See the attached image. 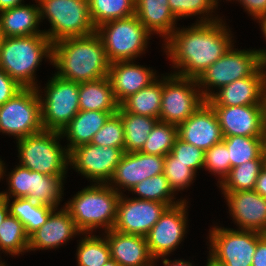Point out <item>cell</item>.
Instances as JSON below:
<instances>
[{
	"label": "cell",
	"instance_id": "obj_1",
	"mask_svg": "<svg viewBox=\"0 0 266 266\" xmlns=\"http://www.w3.org/2000/svg\"><path fill=\"white\" fill-rule=\"evenodd\" d=\"M222 19L193 23L178 28L164 41V51L172 62V74L198 79L234 44L233 34ZM179 69V70H178ZM178 71V72H177Z\"/></svg>",
	"mask_w": 266,
	"mask_h": 266
},
{
	"label": "cell",
	"instance_id": "obj_2",
	"mask_svg": "<svg viewBox=\"0 0 266 266\" xmlns=\"http://www.w3.org/2000/svg\"><path fill=\"white\" fill-rule=\"evenodd\" d=\"M50 64L58 70L55 72L58 77L75 83L106 77L110 67L101 38L96 33L54 43Z\"/></svg>",
	"mask_w": 266,
	"mask_h": 266
},
{
	"label": "cell",
	"instance_id": "obj_3",
	"mask_svg": "<svg viewBox=\"0 0 266 266\" xmlns=\"http://www.w3.org/2000/svg\"><path fill=\"white\" fill-rule=\"evenodd\" d=\"M52 45L45 34L1 37L0 68L21 87L37 89L36 70L43 58L52 62Z\"/></svg>",
	"mask_w": 266,
	"mask_h": 266
},
{
	"label": "cell",
	"instance_id": "obj_4",
	"mask_svg": "<svg viewBox=\"0 0 266 266\" xmlns=\"http://www.w3.org/2000/svg\"><path fill=\"white\" fill-rule=\"evenodd\" d=\"M120 195L108 184L92 183L78 191L64 207L82 233H93L97 228L106 232L114 227Z\"/></svg>",
	"mask_w": 266,
	"mask_h": 266
},
{
	"label": "cell",
	"instance_id": "obj_5",
	"mask_svg": "<svg viewBox=\"0 0 266 266\" xmlns=\"http://www.w3.org/2000/svg\"><path fill=\"white\" fill-rule=\"evenodd\" d=\"M39 4L40 22L45 18L50 29L44 30L52 44L57 41L84 37L96 32L89 12L88 0H35Z\"/></svg>",
	"mask_w": 266,
	"mask_h": 266
},
{
	"label": "cell",
	"instance_id": "obj_6",
	"mask_svg": "<svg viewBox=\"0 0 266 266\" xmlns=\"http://www.w3.org/2000/svg\"><path fill=\"white\" fill-rule=\"evenodd\" d=\"M61 132L42 130L16 141L19 163L44 175L66 176L69 151L59 143Z\"/></svg>",
	"mask_w": 266,
	"mask_h": 266
},
{
	"label": "cell",
	"instance_id": "obj_7",
	"mask_svg": "<svg viewBox=\"0 0 266 266\" xmlns=\"http://www.w3.org/2000/svg\"><path fill=\"white\" fill-rule=\"evenodd\" d=\"M110 63L133 60L145 54L151 33L136 15L115 19L96 27Z\"/></svg>",
	"mask_w": 266,
	"mask_h": 266
},
{
	"label": "cell",
	"instance_id": "obj_8",
	"mask_svg": "<svg viewBox=\"0 0 266 266\" xmlns=\"http://www.w3.org/2000/svg\"><path fill=\"white\" fill-rule=\"evenodd\" d=\"M234 46L232 44L225 54L197 79L206 101L215 93L214 88L217 91L231 82L252 76L264 64L258 49L238 50Z\"/></svg>",
	"mask_w": 266,
	"mask_h": 266
},
{
	"label": "cell",
	"instance_id": "obj_9",
	"mask_svg": "<svg viewBox=\"0 0 266 266\" xmlns=\"http://www.w3.org/2000/svg\"><path fill=\"white\" fill-rule=\"evenodd\" d=\"M53 75L43 89L44 94L37 87L41 122L44 130L61 132L80 111L79 83Z\"/></svg>",
	"mask_w": 266,
	"mask_h": 266
},
{
	"label": "cell",
	"instance_id": "obj_10",
	"mask_svg": "<svg viewBox=\"0 0 266 266\" xmlns=\"http://www.w3.org/2000/svg\"><path fill=\"white\" fill-rule=\"evenodd\" d=\"M9 173L7 175L8 191L0 192L6 199L25 197L37 204L59 209L58 206L64 196L63 182L67 177L44 175L31 171L19 163Z\"/></svg>",
	"mask_w": 266,
	"mask_h": 266
},
{
	"label": "cell",
	"instance_id": "obj_11",
	"mask_svg": "<svg viewBox=\"0 0 266 266\" xmlns=\"http://www.w3.org/2000/svg\"><path fill=\"white\" fill-rule=\"evenodd\" d=\"M44 130L36 88H22L0 106V133L19 140Z\"/></svg>",
	"mask_w": 266,
	"mask_h": 266
},
{
	"label": "cell",
	"instance_id": "obj_12",
	"mask_svg": "<svg viewBox=\"0 0 266 266\" xmlns=\"http://www.w3.org/2000/svg\"><path fill=\"white\" fill-rule=\"evenodd\" d=\"M205 101L197 79L180 77L172 72L163 75L159 121L178 126Z\"/></svg>",
	"mask_w": 266,
	"mask_h": 266
},
{
	"label": "cell",
	"instance_id": "obj_13",
	"mask_svg": "<svg viewBox=\"0 0 266 266\" xmlns=\"http://www.w3.org/2000/svg\"><path fill=\"white\" fill-rule=\"evenodd\" d=\"M264 233L215 226L209 231V254L225 266H251Z\"/></svg>",
	"mask_w": 266,
	"mask_h": 266
},
{
	"label": "cell",
	"instance_id": "obj_14",
	"mask_svg": "<svg viewBox=\"0 0 266 266\" xmlns=\"http://www.w3.org/2000/svg\"><path fill=\"white\" fill-rule=\"evenodd\" d=\"M124 153L121 148L84 144L69 152V166L92 183L108 184Z\"/></svg>",
	"mask_w": 266,
	"mask_h": 266
},
{
	"label": "cell",
	"instance_id": "obj_15",
	"mask_svg": "<svg viewBox=\"0 0 266 266\" xmlns=\"http://www.w3.org/2000/svg\"><path fill=\"white\" fill-rule=\"evenodd\" d=\"M187 204V200H184L168 207L147 234L148 249L154 262L174 252L184 240L188 228Z\"/></svg>",
	"mask_w": 266,
	"mask_h": 266
},
{
	"label": "cell",
	"instance_id": "obj_16",
	"mask_svg": "<svg viewBox=\"0 0 266 266\" xmlns=\"http://www.w3.org/2000/svg\"><path fill=\"white\" fill-rule=\"evenodd\" d=\"M125 196L121 194L119 197L113 229L125 234L146 237L169 206L162 202Z\"/></svg>",
	"mask_w": 266,
	"mask_h": 266
},
{
	"label": "cell",
	"instance_id": "obj_17",
	"mask_svg": "<svg viewBox=\"0 0 266 266\" xmlns=\"http://www.w3.org/2000/svg\"><path fill=\"white\" fill-rule=\"evenodd\" d=\"M164 156L145 154L142 152H125L117 164L108 185L118 193L122 189L130 191L141 181L163 173Z\"/></svg>",
	"mask_w": 266,
	"mask_h": 266
},
{
	"label": "cell",
	"instance_id": "obj_18",
	"mask_svg": "<svg viewBox=\"0 0 266 266\" xmlns=\"http://www.w3.org/2000/svg\"><path fill=\"white\" fill-rule=\"evenodd\" d=\"M223 137H263L266 130L263 105L212 106Z\"/></svg>",
	"mask_w": 266,
	"mask_h": 266
},
{
	"label": "cell",
	"instance_id": "obj_19",
	"mask_svg": "<svg viewBox=\"0 0 266 266\" xmlns=\"http://www.w3.org/2000/svg\"><path fill=\"white\" fill-rule=\"evenodd\" d=\"M177 135L179 139L203 151L223 140L216 112L207 101L177 126Z\"/></svg>",
	"mask_w": 266,
	"mask_h": 266
},
{
	"label": "cell",
	"instance_id": "obj_20",
	"mask_svg": "<svg viewBox=\"0 0 266 266\" xmlns=\"http://www.w3.org/2000/svg\"><path fill=\"white\" fill-rule=\"evenodd\" d=\"M237 230L266 234V199L255 190L222 192Z\"/></svg>",
	"mask_w": 266,
	"mask_h": 266
},
{
	"label": "cell",
	"instance_id": "obj_21",
	"mask_svg": "<svg viewBox=\"0 0 266 266\" xmlns=\"http://www.w3.org/2000/svg\"><path fill=\"white\" fill-rule=\"evenodd\" d=\"M263 64L252 76L223 86L207 102L211 106L263 105V86L266 79Z\"/></svg>",
	"mask_w": 266,
	"mask_h": 266
},
{
	"label": "cell",
	"instance_id": "obj_22",
	"mask_svg": "<svg viewBox=\"0 0 266 266\" xmlns=\"http://www.w3.org/2000/svg\"><path fill=\"white\" fill-rule=\"evenodd\" d=\"M57 210L50 214L43 226L29 235V252L59 248L76 235L82 234L64 206Z\"/></svg>",
	"mask_w": 266,
	"mask_h": 266
},
{
	"label": "cell",
	"instance_id": "obj_23",
	"mask_svg": "<svg viewBox=\"0 0 266 266\" xmlns=\"http://www.w3.org/2000/svg\"><path fill=\"white\" fill-rule=\"evenodd\" d=\"M156 74L150 67L134 64L133 60L110 63L108 78L116 101L120 104L131 94L151 84L159 77Z\"/></svg>",
	"mask_w": 266,
	"mask_h": 266
},
{
	"label": "cell",
	"instance_id": "obj_24",
	"mask_svg": "<svg viewBox=\"0 0 266 266\" xmlns=\"http://www.w3.org/2000/svg\"><path fill=\"white\" fill-rule=\"evenodd\" d=\"M111 250V258L120 266H154L146 237L125 234L114 229L104 232Z\"/></svg>",
	"mask_w": 266,
	"mask_h": 266
},
{
	"label": "cell",
	"instance_id": "obj_25",
	"mask_svg": "<svg viewBox=\"0 0 266 266\" xmlns=\"http://www.w3.org/2000/svg\"><path fill=\"white\" fill-rule=\"evenodd\" d=\"M39 4H22L0 11V36L20 37L45 34L39 30Z\"/></svg>",
	"mask_w": 266,
	"mask_h": 266
},
{
	"label": "cell",
	"instance_id": "obj_26",
	"mask_svg": "<svg viewBox=\"0 0 266 266\" xmlns=\"http://www.w3.org/2000/svg\"><path fill=\"white\" fill-rule=\"evenodd\" d=\"M135 15L152 35L165 38L163 41L177 29L168 0H135Z\"/></svg>",
	"mask_w": 266,
	"mask_h": 266
},
{
	"label": "cell",
	"instance_id": "obj_27",
	"mask_svg": "<svg viewBox=\"0 0 266 266\" xmlns=\"http://www.w3.org/2000/svg\"><path fill=\"white\" fill-rule=\"evenodd\" d=\"M118 111H82L80 110L70 123L61 131L64 139L66 137L67 150L91 143L93 136L103 127L111 114Z\"/></svg>",
	"mask_w": 266,
	"mask_h": 266
},
{
	"label": "cell",
	"instance_id": "obj_28",
	"mask_svg": "<svg viewBox=\"0 0 266 266\" xmlns=\"http://www.w3.org/2000/svg\"><path fill=\"white\" fill-rule=\"evenodd\" d=\"M79 108L82 111H118L119 103L108 76L79 83Z\"/></svg>",
	"mask_w": 266,
	"mask_h": 266
},
{
	"label": "cell",
	"instance_id": "obj_29",
	"mask_svg": "<svg viewBox=\"0 0 266 266\" xmlns=\"http://www.w3.org/2000/svg\"><path fill=\"white\" fill-rule=\"evenodd\" d=\"M162 98V76L148 86L131 94L119 106L126 112L154 117L159 120Z\"/></svg>",
	"mask_w": 266,
	"mask_h": 266
},
{
	"label": "cell",
	"instance_id": "obj_30",
	"mask_svg": "<svg viewBox=\"0 0 266 266\" xmlns=\"http://www.w3.org/2000/svg\"><path fill=\"white\" fill-rule=\"evenodd\" d=\"M118 113L124 126V152H140L158 119L126 112L120 106Z\"/></svg>",
	"mask_w": 266,
	"mask_h": 266
},
{
	"label": "cell",
	"instance_id": "obj_31",
	"mask_svg": "<svg viewBox=\"0 0 266 266\" xmlns=\"http://www.w3.org/2000/svg\"><path fill=\"white\" fill-rule=\"evenodd\" d=\"M9 213L15 216L24 225L28 235L43 226L50 214L56 209L46 205H41L27 198H14L12 202L6 199Z\"/></svg>",
	"mask_w": 266,
	"mask_h": 266
},
{
	"label": "cell",
	"instance_id": "obj_32",
	"mask_svg": "<svg viewBox=\"0 0 266 266\" xmlns=\"http://www.w3.org/2000/svg\"><path fill=\"white\" fill-rule=\"evenodd\" d=\"M265 158H256L231 168L227 177L219 185L221 192L254 190Z\"/></svg>",
	"mask_w": 266,
	"mask_h": 266
},
{
	"label": "cell",
	"instance_id": "obj_33",
	"mask_svg": "<svg viewBox=\"0 0 266 266\" xmlns=\"http://www.w3.org/2000/svg\"><path fill=\"white\" fill-rule=\"evenodd\" d=\"M77 247L78 266H103L111 259V250L109 243L104 236L93 235L92 233H82Z\"/></svg>",
	"mask_w": 266,
	"mask_h": 266
},
{
	"label": "cell",
	"instance_id": "obj_34",
	"mask_svg": "<svg viewBox=\"0 0 266 266\" xmlns=\"http://www.w3.org/2000/svg\"><path fill=\"white\" fill-rule=\"evenodd\" d=\"M29 235L26 233L24 225L15 216L10 213L0 225V251L20 255L29 251ZM1 258V257H0Z\"/></svg>",
	"mask_w": 266,
	"mask_h": 266
},
{
	"label": "cell",
	"instance_id": "obj_35",
	"mask_svg": "<svg viewBox=\"0 0 266 266\" xmlns=\"http://www.w3.org/2000/svg\"><path fill=\"white\" fill-rule=\"evenodd\" d=\"M130 191L137 194L138 197L134 198L162 202L167 204L169 207L178 205L186 200H176L174 196L175 192L171 188L169 181L163 173L141 181Z\"/></svg>",
	"mask_w": 266,
	"mask_h": 266
},
{
	"label": "cell",
	"instance_id": "obj_36",
	"mask_svg": "<svg viewBox=\"0 0 266 266\" xmlns=\"http://www.w3.org/2000/svg\"><path fill=\"white\" fill-rule=\"evenodd\" d=\"M91 20L95 27L135 15V0H88Z\"/></svg>",
	"mask_w": 266,
	"mask_h": 266
},
{
	"label": "cell",
	"instance_id": "obj_37",
	"mask_svg": "<svg viewBox=\"0 0 266 266\" xmlns=\"http://www.w3.org/2000/svg\"><path fill=\"white\" fill-rule=\"evenodd\" d=\"M222 141L228 149L231 168L256 158H264L263 137L227 136Z\"/></svg>",
	"mask_w": 266,
	"mask_h": 266
},
{
	"label": "cell",
	"instance_id": "obj_38",
	"mask_svg": "<svg viewBox=\"0 0 266 266\" xmlns=\"http://www.w3.org/2000/svg\"><path fill=\"white\" fill-rule=\"evenodd\" d=\"M177 135V126L157 121L140 152L166 156L172 150Z\"/></svg>",
	"mask_w": 266,
	"mask_h": 266
},
{
	"label": "cell",
	"instance_id": "obj_39",
	"mask_svg": "<svg viewBox=\"0 0 266 266\" xmlns=\"http://www.w3.org/2000/svg\"><path fill=\"white\" fill-rule=\"evenodd\" d=\"M168 5L174 16L178 19L201 15L197 23L214 22L221 20L218 16L214 17V9L218 8L215 0H168ZM203 15V16H202ZM212 16V17H211Z\"/></svg>",
	"mask_w": 266,
	"mask_h": 266
},
{
	"label": "cell",
	"instance_id": "obj_40",
	"mask_svg": "<svg viewBox=\"0 0 266 266\" xmlns=\"http://www.w3.org/2000/svg\"><path fill=\"white\" fill-rule=\"evenodd\" d=\"M92 144L98 146H109L124 150V126L118 112L111 114L103 127L93 136Z\"/></svg>",
	"mask_w": 266,
	"mask_h": 266
},
{
	"label": "cell",
	"instance_id": "obj_41",
	"mask_svg": "<svg viewBox=\"0 0 266 266\" xmlns=\"http://www.w3.org/2000/svg\"><path fill=\"white\" fill-rule=\"evenodd\" d=\"M163 174L175 193L188 188L196 177L186 164L175 162V157L171 153L165 156Z\"/></svg>",
	"mask_w": 266,
	"mask_h": 266
},
{
	"label": "cell",
	"instance_id": "obj_42",
	"mask_svg": "<svg viewBox=\"0 0 266 266\" xmlns=\"http://www.w3.org/2000/svg\"><path fill=\"white\" fill-rule=\"evenodd\" d=\"M208 172L213 175L219 176L218 183L227 177L231 170V161L228 155V149L223 141L216 143L210 149L205 151L204 167Z\"/></svg>",
	"mask_w": 266,
	"mask_h": 266
},
{
	"label": "cell",
	"instance_id": "obj_43",
	"mask_svg": "<svg viewBox=\"0 0 266 266\" xmlns=\"http://www.w3.org/2000/svg\"><path fill=\"white\" fill-rule=\"evenodd\" d=\"M170 153L175 157V162L186 164L195 174L204 167L205 151L176 138Z\"/></svg>",
	"mask_w": 266,
	"mask_h": 266
},
{
	"label": "cell",
	"instance_id": "obj_44",
	"mask_svg": "<svg viewBox=\"0 0 266 266\" xmlns=\"http://www.w3.org/2000/svg\"><path fill=\"white\" fill-rule=\"evenodd\" d=\"M22 88L23 87L0 68V106L10 100Z\"/></svg>",
	"mask_w": 266,
	"mask_h": 266
},
{
	"label": "cell",
	"instance_id": "obj_45",
	"mask_svg": "<svg viewBox=\"0 0 266 266\" xmlns=\"http://www.w3.org/2000/svg\"><path fill=\"white\" fill-rule=\"evenodd\" d=\"M244 7L245 12L258 20L261 16L266 15V0H236Z\"/></svg>",
	"mask_w": 266,
	"mask_h": 266
},
{
	"label": "cell",
	"instance_id": "obj_46",
	"mask_svg": "<svg viewBox=\"0 0 266 266\" xmlns=\"http://www.w3.org/2000/svg\"><path fill=\"white\" fill-rule=\"evenodd\" d=\"M251 266H266V234L257 242Z\"/></svg>",
	"mask_w": 266,
	"mask_h": 266
},
{
	"label": "cell",
	"instance_id": "obj_47",
	"mask_svg": "<svg viewBox=\"0 0 266 266\" xmlns=\"http://www.w3.org/2000/svg\"><path fill=\"white\" fill-rule=\"evenodd\" d=\"M254 190L266 199V164L259 173Z\"/></svg>",
	"mask_w": 266,
	"mask_h": 266
},
{
	"label": "cell",
	"instance_id": "obj_48",
	"mask_svg": "<svg viewBox=\"0 0 266 266\" xmlns=\"http://www.w3.org/2000/svg\"><path fill=\"white\" fill-rule=\"evenodd\" d=\"M160 258H162L161 261L164 266H194L189 260L186 261L184 259L179 258L175 260H169V258L167 259L166 256Z\"/></svg>",
	"mask_w": 266,
	"mask_h": 266
},
{
	"label": "cell",
	"instance_id": "obj_49",
	"mask_svg": "<svg viewBox=\"0 0 266 266\" xmlns=\"http://www.w3.org/2000/svg\"><path fill=\"white\" fill-rule=\"evenodd\" d=\"M8 214H9V207L7 200L4 196L0 194V225L5 220Z\"/></svg>",
	"mask_w": 266,
	"mask_h": 266
},
{
	"label": "cell",
	"instance_id": "obj_50",
	"mask_svg": "<svg viewBox=\"0 0 266 266\" xmlns=\"http://www.w3.org/2000/svg\"><path fill=\"white\" fill-rule=\"evenodd\" d=\"M22 4H24L23 0H0V11L13 8Z\"/></svg>",
	"mask_w": 266,
	"mask_h": 266
},
{
	"label": "cell",
	"instance_id": "obj_51",
	"mask_svg": "<svg viewBox=\"0 0 266 266\" xmlns=\"http://www.w3.org/2000/svg\"><path fill=\"white\" fill-rule=\"evenodd\" d=\"M260 28H261V32L263 33V37H265L266 40V15L261 16L258 20ZM260 51V54L262 56L263 59L266 58V49H258Z\"/></svg>",
	"mask_w": 266,
	"mask_h": 266
},
{
	"label": "cell",
	"instance_id": "obj_52",
	"mask_svg": "<svg viewBox=\"0 0 266 266\" xmlns=\"http://www.w3.org/2000/svg\"><path fill=\"white\" fill-rule=\"evenodd\" d=\"M206 266H225L224 264L218 262L215 258H213L210 254L208 255V259L206 262Z\"/></svg>",
	"mask_w": 266,
	"mask_h": 266
},
{
	"label": "cell",
	"instance_id": "obj_53",
	"mask_svg": "<svg viewBox=\"0 0 266 266\" xmlns=\"http://www.w3.org/2000/svg\"><path fill=\"white\" fill-rule=\"evenodd\" d=\"M263 107H264V117L266 122V79L263 86Z\"/></svg>",
	"mask_w": 266,
	"mask_h": 266
},
{
	"label": "cell",
	"instance_id": "obj_54",
	"mask_svg": "<svg viewBox=\"0 0 266 266\" xmlns=\"http://www.w3.org/2000/svg\"><path fill=\"white\" fill-rule=\"evenodd\" d=\"M4 165L5 163L2 161V159H0V180L1 178L3 179L4 176L6 175L5 173H7Z\"/></svg>",
	"mask_w": 266,
	"mask_h": 266
},
{
	"label": "cell",
	"instance_id": "obj_55",
	"mask_svg": "<svg viewBox=\"0 0 266 266\" xmlns=\"http://www.w3.org/2000/svg\"><path fill=\"white\" fill-rule=\"evenodd\" d=\"M263 155H264L265 164H266V130L263 136Z\"/></svg>",
	"mask_w": 266,
	"mask_h": 266
},
{
	"label": "cell",
	"instance_id": "obj_56",
	"mask_svg": "<svg viewBox=\"0 0 266 266\" xmlns=\"http://www.w3.org/2000/svg\"><path fill=\"white\" fill-rule=\"evenodd\" d=\"M103 266H120L114 259H109Z\"/></svg>",
	"mask_w": 266,
	"mask_h": 266
},
{
	"label": "cell",
	"instance_id": "obj_57",
	"mask_svg": "<svg viewBox=\"0 0 266 266\" xmlns=\"http://www.w3.org/2000/svg\"><path fill=\"white\" fill-rule=\"evenodd\" d=\"M1 266H8V265H6L5 262H2L1 260Z\"/></svg>",
	"mask_w": 266,
	"mask_h": 266
},
{
	"label": "cell",
	"instance_id": "obj_58",
	"mask_svg": "<svg viewBox=\"0 0 266 266\" xmlns=\"http://www.w3.org/2000/svg\"><path fill=\"white\" fill-rule=\"evenodd\" d=\"M264 65H265V68H266V58L264 59Z\"/></svg>",
	"mask_w": 266,
	"mask_h": 266
}]
</instances>
